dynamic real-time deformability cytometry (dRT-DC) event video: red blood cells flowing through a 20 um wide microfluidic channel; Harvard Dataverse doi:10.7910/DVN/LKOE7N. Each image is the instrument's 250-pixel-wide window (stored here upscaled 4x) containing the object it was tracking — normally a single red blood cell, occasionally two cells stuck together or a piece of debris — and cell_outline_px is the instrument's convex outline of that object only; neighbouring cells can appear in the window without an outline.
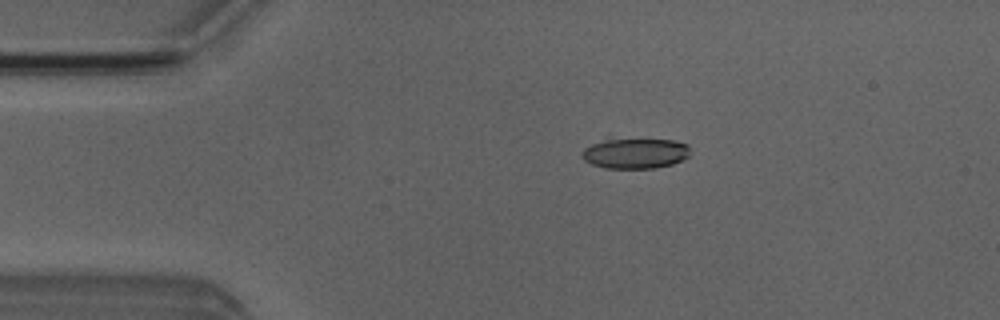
{"species": "Egyptian fruit bat (a non-hibernating species)", "species_latin": "Rousettus aegyptiacus", "temperature_condition": "room temperature", "stored_images_in_passage": 48, "camera_frame_rate_fps": 3000, "um_per_image_px": 0.085, "animal": {"sex": "male"}, "frame": {"image": 1, "passage_image": 10, "time_ms": 3.0, "image_size_px": [1000, 320], "cell_outline_px": [[688, 156], [672, 164], [656, 168], [604, 168], [592, 164], [584, 160], [580, 156], [584, 148], [592, 144], [604, 140], [672, 140], [688, 144]], "centroid_in_image_um": [53.96, 13.05], "position_along_channel_um": 31.0, "area_um2": 18.79}}
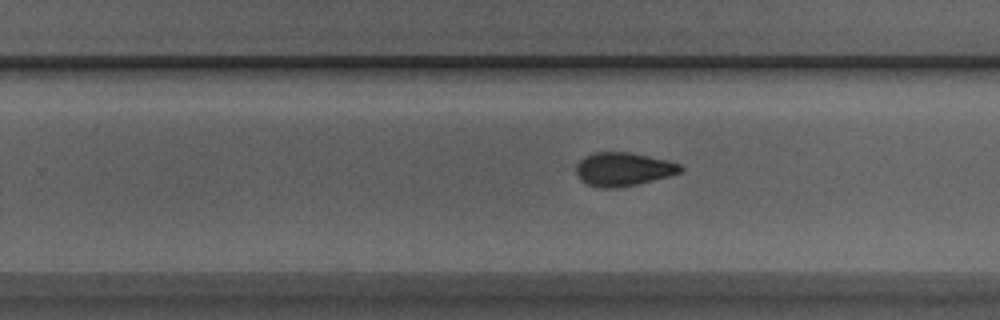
{"frame": {"image": 2, "passage_image": 32, "time_ms": 10.333, "image_size_px": [1000, 320], "cell_outline_px": [[684, 168], [680, 172], [668, 176], [636, 184], [616, 188], [600, 188], [588, 184], [580, 180], [576, 172], [576, 164], [584, 156], [592, 152], [628, 152], [668, 160], [680, 164]], "centroid_in_image_um": [52.94, 14.37], "position_along_channel_um": 276.9, "area_um2": 20.35}}
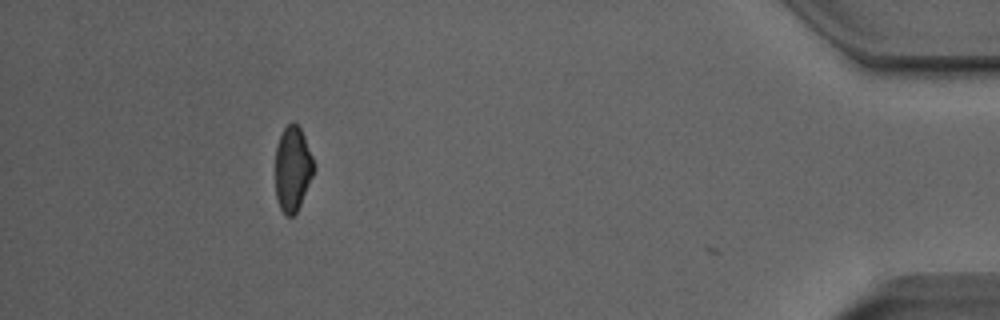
{"frame": {"image": 3, "passage_image": 47, "time_ms": 15.333, "image_size_px": [1000, 320], "cell_outline_px": [[316, 168], [300, 204], [296, 212], [292, 216], [284, 216], [280, 208], [276, 196], [276, 148], [280, 136], [284, 128], [292, 120], [300, 128], [304, 136], [312, 156]], "centroid_in_image_um": [24.88, 14.35], "position_along_channel_um": 410.3, "area_um2": 18.96}, "authors_computed_cell_mechanics": {"area_um2": 20.4612, "velocity_mm_per_s": 3.9627, "shape_relaxation_time_tau1_ms": 3.5797, "shape_relaxation_time_tau2_ms": 2.7458, "deformation_change_tau1": 0.1729, "deformation_change_tau2": 0.0841}}